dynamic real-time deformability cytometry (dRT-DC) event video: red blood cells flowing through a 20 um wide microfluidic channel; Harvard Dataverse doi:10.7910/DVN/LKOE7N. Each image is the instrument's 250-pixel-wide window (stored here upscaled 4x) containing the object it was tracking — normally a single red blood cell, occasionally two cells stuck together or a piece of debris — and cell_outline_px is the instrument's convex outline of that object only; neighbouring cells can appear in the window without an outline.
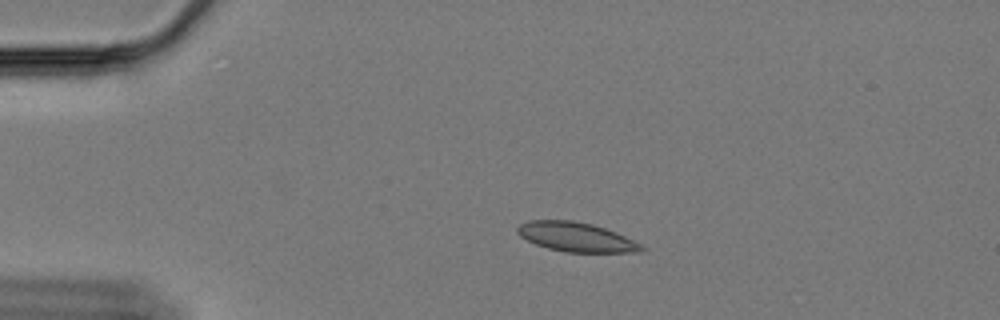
{"species": "Egyptian fruit bat (a non-hibernating species)", "species_latin": "Rousettus aegyptiacus", "temperature_condition": "cold", "stored_images_in_passage": 56, "camera_frame_rate_fps": 3000, "um_per_image_px": 0.085, "animal": {"sex": "female"}, "frame": {"image": 1, "passage_image": 14, "time_ms": 4.333, "image_size_px": [1000, 320], "cell_outline_px": [[648, 248], [640, 252], [564, 252], [548, 248], [536, 244], [520, 236], [516, 232], [516, 228], [520, 224], [528, 220], [572, 220], [592, 224], [616, 232]], "centroid_in_image_um": [48.96, 20.14], "position_along_channel_um": 36.0, "area_um2": 21.15}}
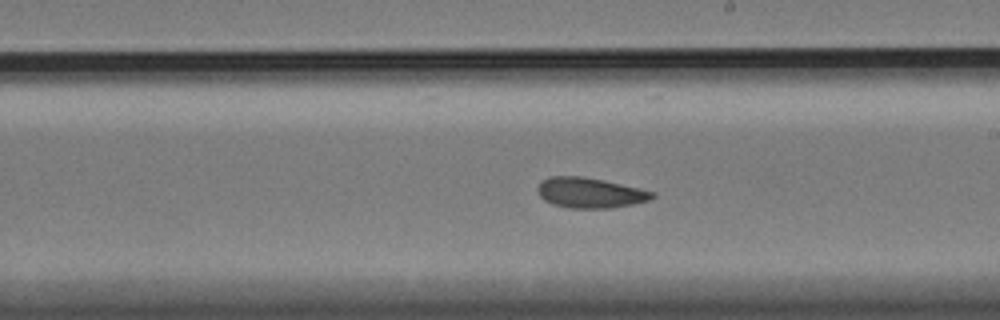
{"frame": {"image": 2, "passage_image": 36, "time_ms": 11.667, "image_size_px": [1000, 320], "cell_outline_px": [[656, 196], [648, 200], [632, 204], [612, 208], [568, 208], [552, 204], [544, 200], [540, 196], [540, 184], [544, 180], [552, 176], [580, 176], [640, 188], [656, 192]], "centroid_in_image_um": [50.19, 16.4], "position_along_channel_um": 238.8, "area_um2": 19.88}}
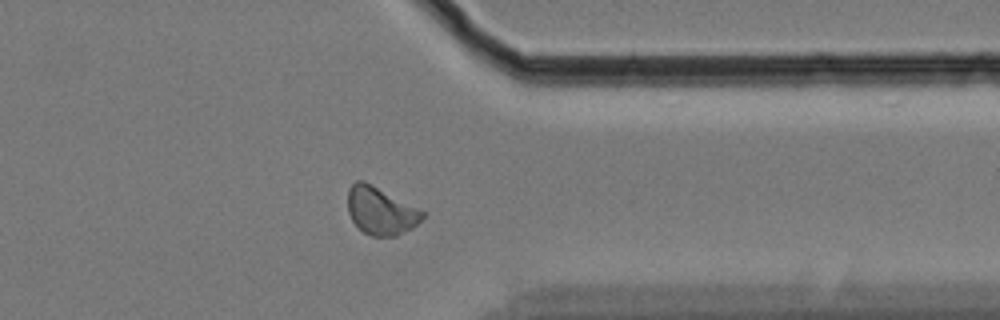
{"frame": {"image": 3, "passage_image": 49, "time_ms": 16.0, "image_size_px": [1000, 320], "cell_outline_px": [[424, 216], [412, 228], [396, 236], [372, 236], [364, 232], [352, 220], [348, 212], [348, 188], [356, 180], [364, 180], [420, 208], [424, 212]], "centroid_in_image_um": [32.36, 17.9], "position_along_channel_um": 379.0, "area_um2": 20.75}, "authors_computed_cell_mechanics": {"area_um2": 20.4901, "velocity_mm_per_s": 3.3284, "shape_relaxation_time_tau1_ms": null, "shape_relaxation_time_tau2_ms": 7.1441, "deformation_change_tau1": null, "deformation_change_tau2": 0.0887}}